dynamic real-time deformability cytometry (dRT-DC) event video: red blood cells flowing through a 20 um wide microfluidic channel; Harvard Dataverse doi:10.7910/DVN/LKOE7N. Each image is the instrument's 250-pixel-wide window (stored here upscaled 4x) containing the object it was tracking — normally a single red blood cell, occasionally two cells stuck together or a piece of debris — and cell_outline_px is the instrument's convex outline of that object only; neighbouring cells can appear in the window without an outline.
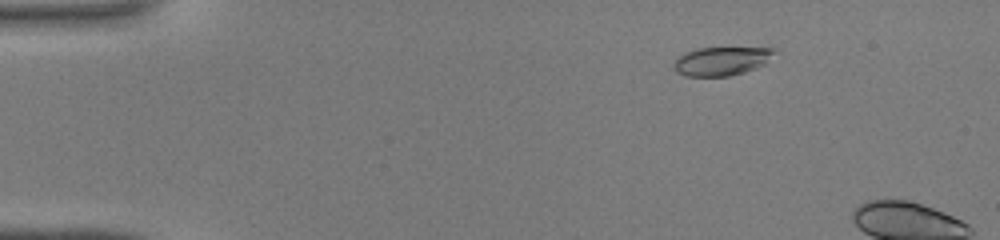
{"species": "common noctule bat (a hibernating species)", "species_latin": "Nyctalus noctula", "temperature_condition": "warm", "stored_images_in_passage": 10, "camera_frame_rate_fps": 3000, "um_per_image_px": 0.085, "animal": {"sex": "male", "body_mass_g": 19.0, "forearm_length_mm": 50.8}, "frame": {"image": 1, "passage_image": 5, "time_ms": 1.333, "image_size_px": [1000, 240], "cell_outline_px": [[776, 52], [764, 64], [756, 68], [744, 72], [728, 76], [684, 76], [676, 72], [672, 64], [684, 52], [696, 48], [776, 48]], "centroid_in_image_um": [61.3, 5.19], "position_along_channel_um": 23.7, "area_um2": 16.76}}